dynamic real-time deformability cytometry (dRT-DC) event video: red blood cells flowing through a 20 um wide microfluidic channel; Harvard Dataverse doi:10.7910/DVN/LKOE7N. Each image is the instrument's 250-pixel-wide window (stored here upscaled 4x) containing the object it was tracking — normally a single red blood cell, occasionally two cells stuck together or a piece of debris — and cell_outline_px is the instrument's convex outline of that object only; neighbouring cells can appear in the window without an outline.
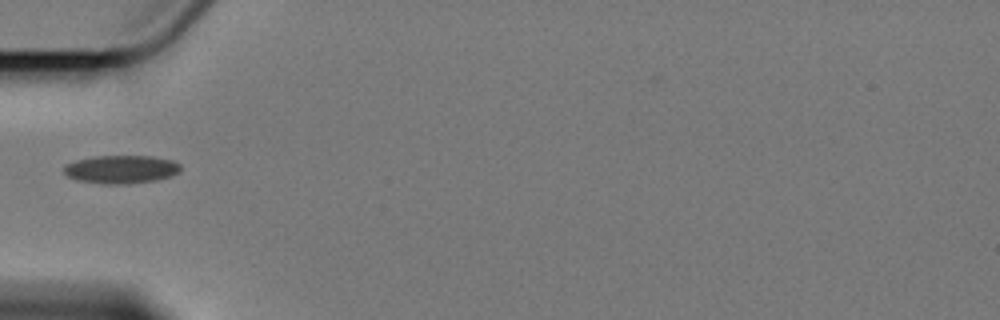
{"species": "Egyptian fruit bat (a non-hibernating species)", "species_latin": "Rousettus aegyptiacus", "temperature_condition": "cold", "stored_images_in_passage": 7, "camera_frame_rate_fps": 3000, "um_per_image_px": 0.085, "animal": {"sex": "female"}, "frame": {"image": 1, "passage_image": 7, "time_ms": 7.0, "image_size_px": [1000, 320], "cell_outline_px": [[180, 172], [172, 176], [156, 180], [128, 184], [104, 184], [76, 180], [68, 176], [64, 172], [64, 168], [68, 164], [76, 160], [92, 156], [152, 156], [172, 160], [180, 164]], "centroid_in_image_um": [10.32, 14.39], "position_along_channel_um": 74.7, "area_um2": 19.25}}